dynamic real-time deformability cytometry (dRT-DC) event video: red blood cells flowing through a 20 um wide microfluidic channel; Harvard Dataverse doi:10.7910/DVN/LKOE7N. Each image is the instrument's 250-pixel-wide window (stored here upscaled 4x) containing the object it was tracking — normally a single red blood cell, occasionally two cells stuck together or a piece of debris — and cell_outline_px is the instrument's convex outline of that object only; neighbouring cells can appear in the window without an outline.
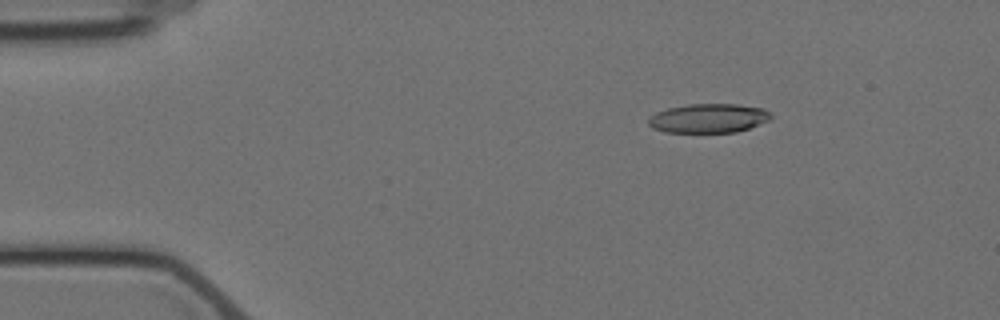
{"species": "Egyptian fruit bat (a non-hibernating species)", "species_latin": "Rousettus aegyptiacus", "temperature_condition": "cold", "stored_images_in_passage": 6, "camera_frame_rate_fps": 3000, "um_per_image_px": 0.085, "animal": {"sex": "female"}, "frame": {"image": 1, "passage_image": 3, "time_ms": 2.333, "image_size_px": [1000, 320], "cell_outline_px": [[772, 116], [768, 120], [748, 128], [736, 132], [664, 132], [652, 128], [648, 124], [648, 116], [656, 112], [668, 108], [688, 104], [736, 104], [764, 108]], "centroid_in_image_um": [60.17, 10.05], "position_along_channel_um": 24.8, "area_um2": 20.75}}
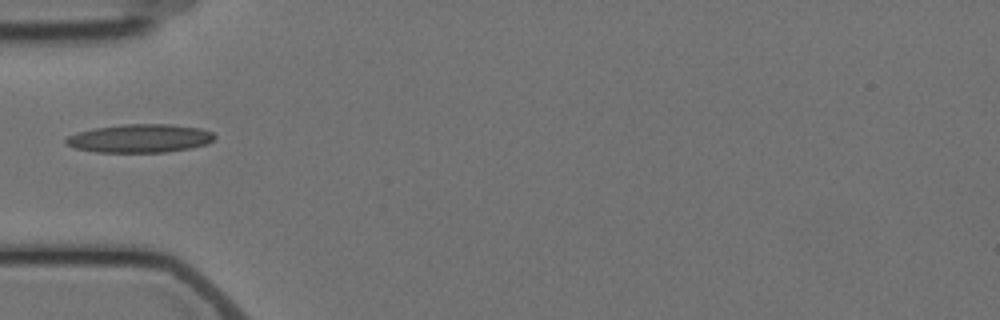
{"frame": {"image": 2, "passage_image": 6, "time_ms": 5.667, "image_size_px": [1000, 320], "cell_outline_px": [[216, 136], [208, 144], [192, 148], [168, 152], [96, 152], [76, 148], [64, 144], [64, 140], [68, 136], [76, 132], [96, 128], [124, 124], [168, 124], [200, 128], [212, 132]], "centroid_in_image_um": [11.89, 11.76], "position_along_channel_um": 73.1, "area_um2": 24.68}}